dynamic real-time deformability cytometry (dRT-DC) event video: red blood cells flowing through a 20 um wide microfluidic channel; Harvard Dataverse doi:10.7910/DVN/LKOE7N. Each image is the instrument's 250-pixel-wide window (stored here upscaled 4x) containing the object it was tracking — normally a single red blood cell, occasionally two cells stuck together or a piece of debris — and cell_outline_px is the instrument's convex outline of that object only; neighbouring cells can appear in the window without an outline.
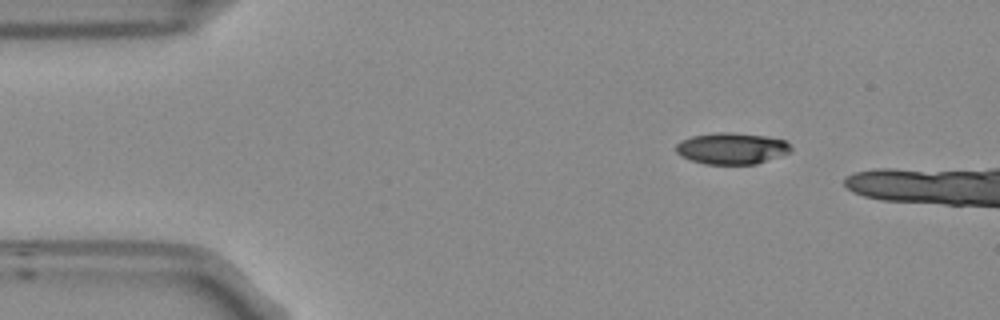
{"species": "Egyptian fruit bat (a non-hibernating species)", "species_latin": "Rousettus aegyptiacus", "temperature_condition": "room temperature", "stored_images_in_passage": 6, "camera_frame_rate_fps": 3000, "um_per_image_px": 0.085, "frame": {"image": 1, "passage_image": 1, "time_ms": 0.0, "image_size_px": [1000, 320], "cell_outline_px": [[792, 152], [756, 164], [704, 164], [680, 156], [676, 152], [676, 144], [680, 140], [692, 136], [716, 132], [728, 132], [768, 136], [784, 140], [792, 148]], "centroid_in_image_um": [62.19, 12.61], "position_along_channel_um": 22.8, "area_um2": 21.15}}